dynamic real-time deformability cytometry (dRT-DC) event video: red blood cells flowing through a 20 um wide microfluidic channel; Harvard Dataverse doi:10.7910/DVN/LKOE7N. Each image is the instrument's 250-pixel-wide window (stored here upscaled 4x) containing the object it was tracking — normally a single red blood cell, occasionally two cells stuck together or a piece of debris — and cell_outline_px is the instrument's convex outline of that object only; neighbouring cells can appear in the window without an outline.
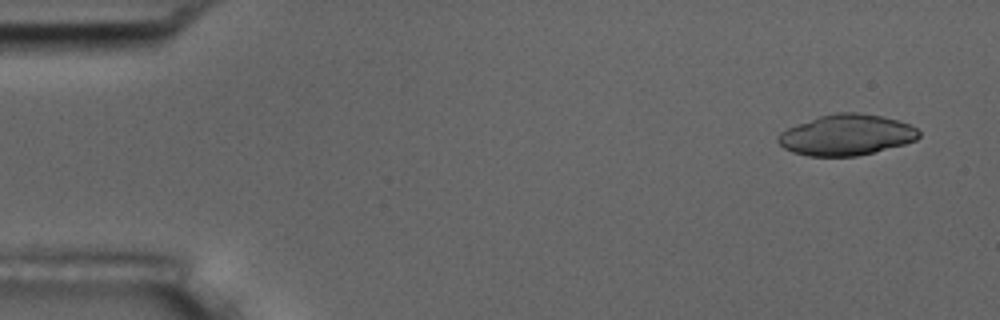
{"species": "common noctule bat (a hibernating species)", "species_latin": "Nyctalus noctula", "temperature_condition": "room temperature", "stored_images_in_passage": 5, "camera_frame_rate_fps": 3000, "um_per_image_px": 0.085, "animal": {"sex": "male", "body_mass_g": 17.5, "forearm_length_mm": 52.3}, "frame": {"image": 1, "passage_image": 1, "time_ms": 0.0, "image_size_px": [1000, 320], "cell_outline_px": [[920, 136], [916, 140], [904, 144], [856, 156], [808, 156], [792, 152], [784, 148], [776, 140], [776, 136], [780, 132], [796, 124], [820, 116], [836, 112], [856, 112], [884, 116], [900, 120], [916, 128], [920, 132]], "centroid_in_image_um": [71.93, 11.46], "position_along_channel_um": 13.1, "area_um2": 33.58}}